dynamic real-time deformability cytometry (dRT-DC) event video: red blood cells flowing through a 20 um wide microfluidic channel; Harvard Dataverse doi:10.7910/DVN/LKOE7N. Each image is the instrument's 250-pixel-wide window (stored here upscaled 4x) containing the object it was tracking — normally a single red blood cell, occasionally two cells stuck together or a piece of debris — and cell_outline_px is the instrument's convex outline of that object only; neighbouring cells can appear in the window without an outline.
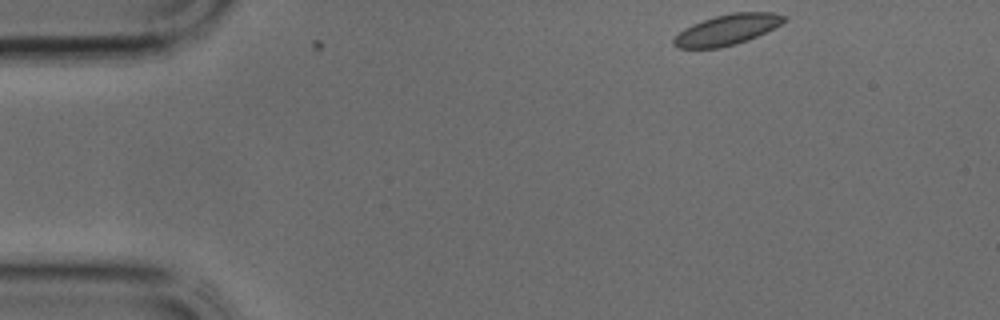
{"species": "common noctule bat (a hibernating species)", "species_latin": "Nyctalus noctula", "temperature_condition": "cold", "stored_images_in_passage": 2, "camera_frame_rate_fps": 3000, "um_per_image_px": 0.085, "animal": {"sex": "male", "body_mass_g": 17.9, "forearm_length_mm": 54.2}, "frame": {"image": 1, "passage_image": 1, "time_ms": 0.0, "image_size_px": [1000, 320], "cell_outline_px": [[788, 20], [748, 40], [736, 44], [720, 48], [676, 48], [672, 44], [672, 40], [684, 28], [692, 24], [716, 16], [732, 12], [772, 12], [788, 16]], "centroid_in_image_um": [61.8, 2.52], "position_along_channel_um": 23.2, "area_um2": 19.59}}